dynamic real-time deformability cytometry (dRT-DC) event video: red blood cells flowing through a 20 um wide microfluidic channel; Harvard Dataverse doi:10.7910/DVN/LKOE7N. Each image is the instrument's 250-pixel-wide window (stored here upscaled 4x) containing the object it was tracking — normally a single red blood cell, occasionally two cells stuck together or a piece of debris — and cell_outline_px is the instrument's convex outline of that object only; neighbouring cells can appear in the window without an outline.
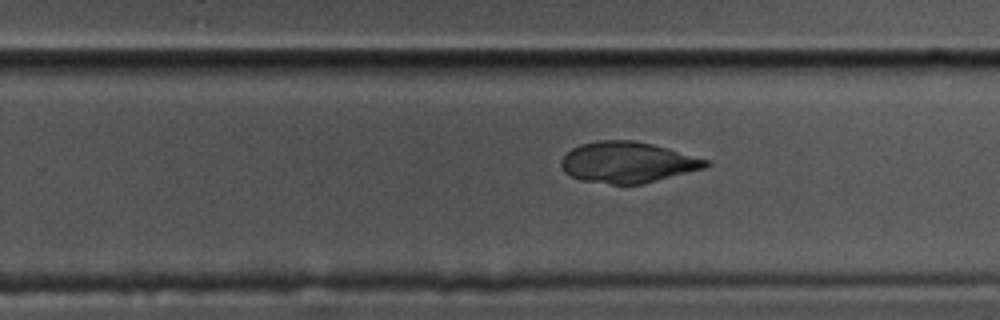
{"species": "common noctule bat (a hibernating species)", "species_latin": "Nyctalus noctula", "temperature_condition": "cold", "stored_images_in_passage": 41, "camera_frame_rate_fps": 3000, "um_per_image_px": 0.085, "animal": {"sex": "male", "body_mass_g": 17.5, "forearm_length_mm": 52.3}, "frame": {"image": 1, "passage_image": 20, "time_ms": 6.333, "image_size_px": [1000, 320], "cell_outline_px": [[712, 164], [704, 168], [640, 184], [612, 184], [580, 180], [564, 172], [560, 164], [560, 160], [572, 148], [580, 144], [600, 140], [632, 140], [652, 144], [668, 148], [708, 160]], "centroid_in_image_um": [53.32, 13.79], "position_along_channel_um": 276.5, "area_um2": 34.22}}
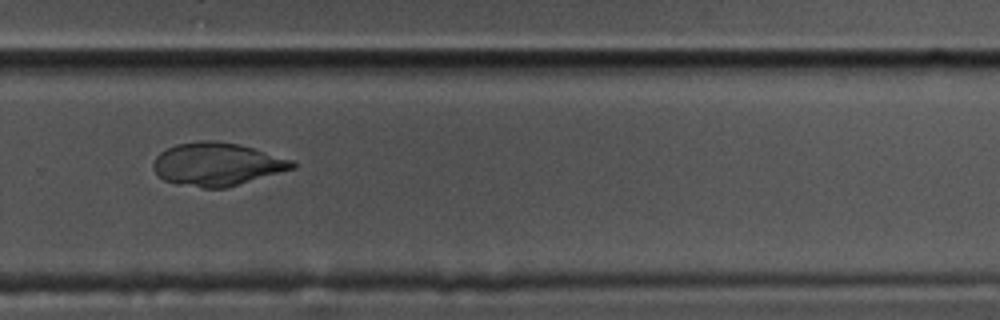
{"frame": {"image": 2, "passage_image": 23, "time_ms": 7.333, "image_size_px": [1000, 320], "cell_outline_px": [[296, 168], [224, 188], [204, 188], [180, 184], [164, 180], [152, 168], [152, 164], [156, 156], [160, 152], [176, 144], [200, 140], [212, 140], [236, 144], [252, 148], [292, 160], [296, 164]], "centroid_in_image_um": [18.42, 13.95], "position_along_channel_um": 311.4, "area_um2": 34.51}}